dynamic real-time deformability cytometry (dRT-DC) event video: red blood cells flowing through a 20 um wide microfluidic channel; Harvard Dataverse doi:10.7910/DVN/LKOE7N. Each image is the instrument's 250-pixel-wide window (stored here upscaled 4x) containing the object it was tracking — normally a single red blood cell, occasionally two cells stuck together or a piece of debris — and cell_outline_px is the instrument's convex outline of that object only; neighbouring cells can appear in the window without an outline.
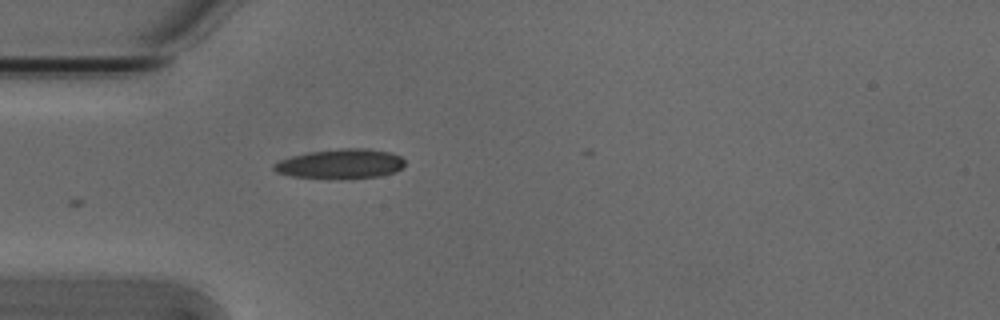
{"species": "Egyptian fruit bat (a non-hibernating species)", "species_latin": "Rousettus aegyptiacus", "temperature_condition": "cold", "stored_images_in_passage": 4, "camera_frame_rate_fps": 3000, "um_per_image_px": 0.085, "animal": {"sex": "male"}, "frame": {"image": 1, "passage_image": 4, "time_ms": 1.0, "image_size_px": [1000, 320], "cell_outline_px": [[404, 164], [396, 172], [380, 176], [340, 180], [328, 180], [292, 176], [276, 172], [272, 168], [272, 164], [280, 160], [292, 156], [308, 152], [340, 148], [368, 148], [388, 152], [400, 156], [404, 160]], "centroid_in_image_um": [28.91, 13.95], "position_along_channel_um": 56.1, "area_um2": 23.12}}